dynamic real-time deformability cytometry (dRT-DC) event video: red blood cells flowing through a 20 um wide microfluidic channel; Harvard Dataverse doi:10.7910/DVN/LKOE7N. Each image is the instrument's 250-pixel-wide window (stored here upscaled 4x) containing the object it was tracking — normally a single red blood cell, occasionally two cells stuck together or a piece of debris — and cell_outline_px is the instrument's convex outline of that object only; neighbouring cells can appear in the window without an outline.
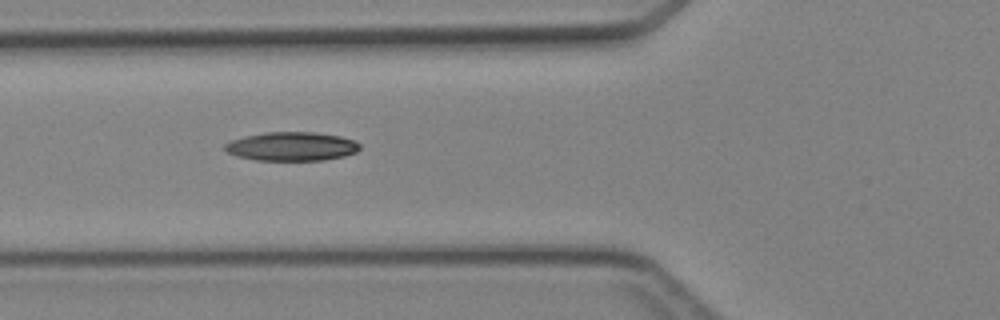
{"species": "Egyptian fruit bat (a non-hibernating species)", "species_latin": "Rousettus aegyptiacus", "temperature_condition": "cold", "stored_images_in_passage": 3, "camera_frame_rate_fps": 3000, "um_per_image_px": 0.085, "animal": {"sex": "female"}, "frame": {"image": 1, "passage_image": 2, "time_ms": 2.0, "image_size_px": [1000, 320], "cell_outline_px": [[360, 148], [356, 152], [344, 156], [324, 160], [256, 160], [236, 156], [228, 152], [224, 148], [224, 144], [232, 140], [244, 136], [264, 132], [312, 132], [340, 136], [352, 140], [360, 144]], "centroid_in_image_um": [24.77, 12.44], "position_along_channel_um": 101.0, "area_um2": 22.6}}
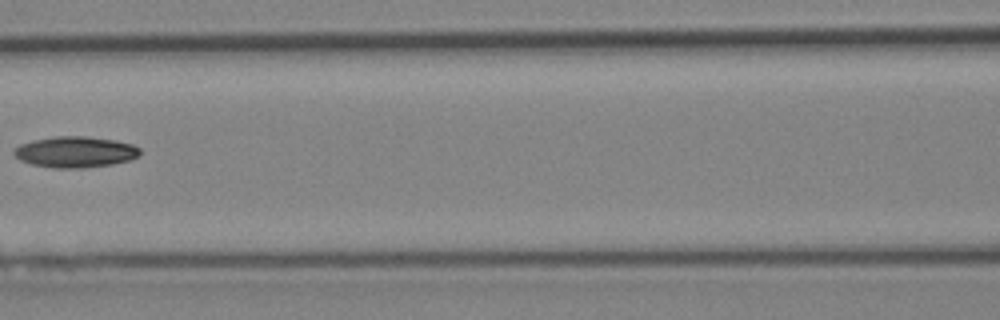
{"frame": {"image": 2, "passage_image": 3, "time_ms": 3.333, "image_size_px": [1000, 320], "cell_outline_px": [[140, 156], [128, 160], [112, 164], [84, 168], [52, 168], [32, 164], [20, 160], [12, 152], [20, 144], [36, 140], [56, 136], [84, 136], [116, 140], [132, 144], [140, 148]], "centroid_in_image_um": [6.42, 12.92], "position_along_channel_um": 160.2, "area_um2": 22.72}}